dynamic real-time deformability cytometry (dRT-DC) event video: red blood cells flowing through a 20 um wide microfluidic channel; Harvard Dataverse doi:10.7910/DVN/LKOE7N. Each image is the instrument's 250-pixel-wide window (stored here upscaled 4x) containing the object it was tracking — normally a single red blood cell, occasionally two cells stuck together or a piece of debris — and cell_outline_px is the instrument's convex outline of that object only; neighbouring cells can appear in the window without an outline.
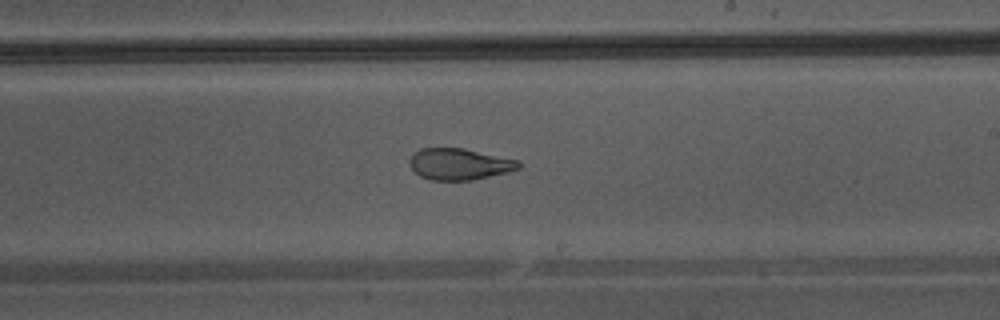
{"species": "Egyptian fruit bat (a non-hibernating species)", "species_latin": "Rousettus aegyptiacus", "temperature_condition": "warm", "stored_images_in_passage": 33, "camera_frame_rate_fps": 3000, "um_per_image_px": 0.085, "animal": {"sex": "male"}, "frame": {"image": 1, "passage_image": 15, "time_ms": 4.667, "image_size_px": [1000, 320], "cell_outline_px": [[520, 168], [508, 172], [472, 180], [432, 180], [420, 176], [408, 164], [408, 160], [420, 148], [464, 148], [520, 160]], "centroid_in_image_um": [39.06, 13.94], "position_along_channel_um": 249.9, "area_um2": 20.0}}